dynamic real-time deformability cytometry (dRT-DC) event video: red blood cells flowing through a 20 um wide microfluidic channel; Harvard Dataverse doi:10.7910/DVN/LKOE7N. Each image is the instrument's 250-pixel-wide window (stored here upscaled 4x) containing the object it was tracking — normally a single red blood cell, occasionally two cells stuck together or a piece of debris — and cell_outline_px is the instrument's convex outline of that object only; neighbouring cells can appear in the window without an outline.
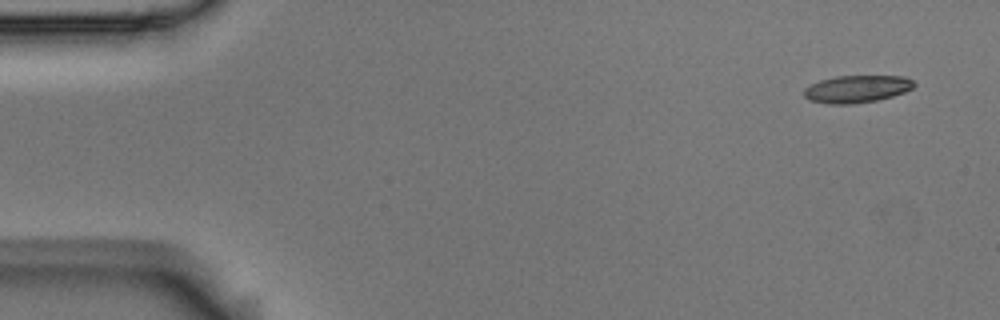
{"species": "Egyptian fruit bat (a non-hibernating species)", "species_latin": "Rousettus aegyptiacus", "temperature_condition": "room temperature", "stored_images_in_passage": 4, "camera_frame_rate_fps": 3000, "um_per_image_px": 0.085, "animal": {"sex": "male"}, "frame": {"image": 1, "passage_image": 1, "time_ms": 0.0, "image_size_px": [1000, 320], "cell_outline_px": [[916, 84], [912, 88], [904, 92], [892, 96], [876, 100], [852, 104], [828, 104], [808, 100], [804, 96], [804, 88], [820, 80], [836, 76], [904, 76], [912, 80]], "centroid_in_image_um": [72.81, 7.56], "position_along_channel_um": 12.2, "area_um2": 17.51}}